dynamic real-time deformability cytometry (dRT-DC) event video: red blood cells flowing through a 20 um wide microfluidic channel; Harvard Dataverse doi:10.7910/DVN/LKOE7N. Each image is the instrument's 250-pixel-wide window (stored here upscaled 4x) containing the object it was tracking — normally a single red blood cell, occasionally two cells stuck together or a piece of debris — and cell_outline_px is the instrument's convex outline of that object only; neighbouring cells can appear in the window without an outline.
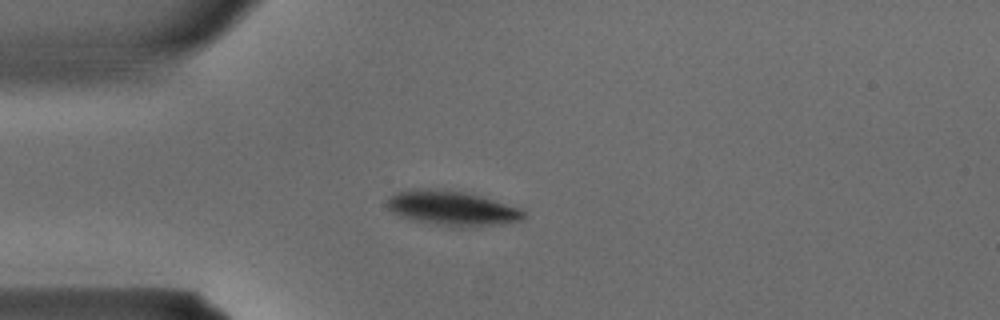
{"species": "common noctule bat (a hibernating species)", "species_latin": "Nyctalus noctula", "temperature_condition": "warm", "stored_images_in_passage": 34, "camera_frame_rate_fps": 3000, "um_per_image_px": 0.085, "animal": {"sex": "male", "body_mass_g": 15.6}, "frame": {"image": 1, "passage_image": 8, "time_ms": 2.333, "image_size_px": [1000, 320], "cell_outline_px": [[524, 216], [520, 220], [500, 224], [472, 228], [448, 228], [412, 220], [400, 216], [392, 212], [384, 204], [396, 192], [460, 192], [480, 196], [520, 208], [524, 212]], "centroid_in_image_um": [38.47, 17.8], "position_along_channel_um": 46.5, "area_um2": 26.76}}
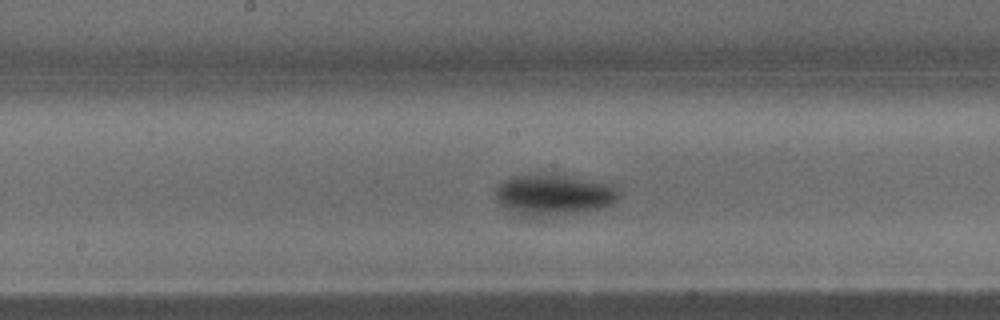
{"frame": {"image": 2, "passage_image": 17, "time_ms": 5.333, "image_size_px": [1000, 320], "cell_outline_px": [[616, 200], [612, 204], [596, 208], [520, 220], [504, 208], [496, 200], [496, 188], [504, 180], [512, 176], [552, 172], [608, 184], [616, 188]], "centroid_in_image_um": [46.9, 16.56], "position_along_channel_um": 201.3, "area_um2": 29.71}}
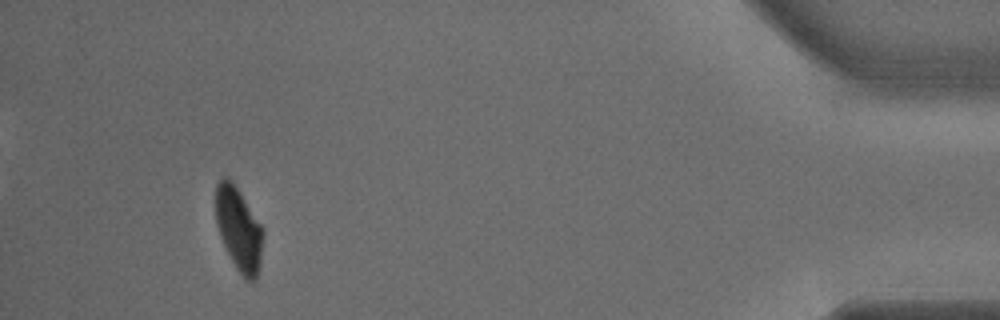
{"frame": {"image": 3, "passage_image": 32, "time_ms": 10.333, "image_size_px": [1000, 320], "cell_outline_px": [[264, 232], [260, 264], [256, 280], [244, 280], [236, 268], [220, 236], [216, 224], [216, 184], [224, 176], [228, 176], [232, 180], [264, 228]], "centroid_in_image_um": [20.31, 19.46], "position_along_channel_um": 414.9, "area_um2": 23.12}}